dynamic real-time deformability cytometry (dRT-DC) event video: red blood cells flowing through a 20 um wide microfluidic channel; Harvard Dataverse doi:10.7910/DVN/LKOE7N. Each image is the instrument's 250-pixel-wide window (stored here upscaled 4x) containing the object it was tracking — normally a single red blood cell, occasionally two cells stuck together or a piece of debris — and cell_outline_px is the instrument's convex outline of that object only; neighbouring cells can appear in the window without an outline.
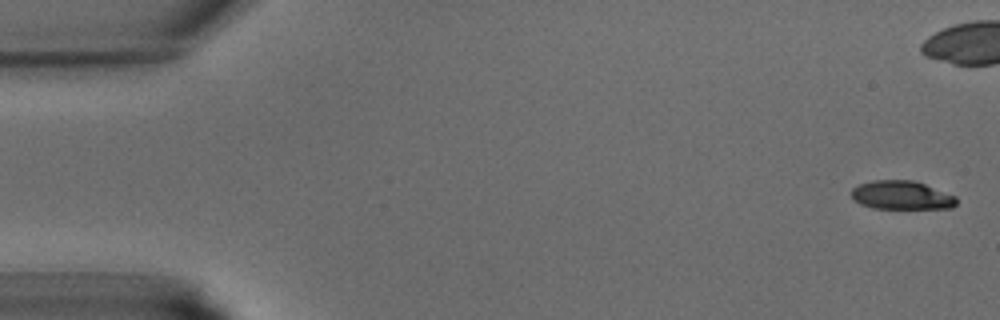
{"species": "common noctule bat (a hibernating species)", "species_latin": "Nyctalus noctula", "temperature_condition": "warm", "stored_images_in_passage": 12, "camera_frame_rate_fps": 3000, "um_per_image_px": 0.085, "animal": {"sex": "male", "body_mass_g": 15.6}, "frame": {"image": 1, "passage_image": 1, "time_ms": 0.0, "image_size_px": [1000, 320], "cell_outline_px": [[956, 204], [952, 208], [872, 208], [860, 204], [852, 200], [852, 188], [860, 184], [872, 180], [912, 180], [924, 184], [956, 196]], "centroid_in_image_um": [76.6, 16.59], "position_along_channel_um": 8.4, "area_um2": 17.46}}